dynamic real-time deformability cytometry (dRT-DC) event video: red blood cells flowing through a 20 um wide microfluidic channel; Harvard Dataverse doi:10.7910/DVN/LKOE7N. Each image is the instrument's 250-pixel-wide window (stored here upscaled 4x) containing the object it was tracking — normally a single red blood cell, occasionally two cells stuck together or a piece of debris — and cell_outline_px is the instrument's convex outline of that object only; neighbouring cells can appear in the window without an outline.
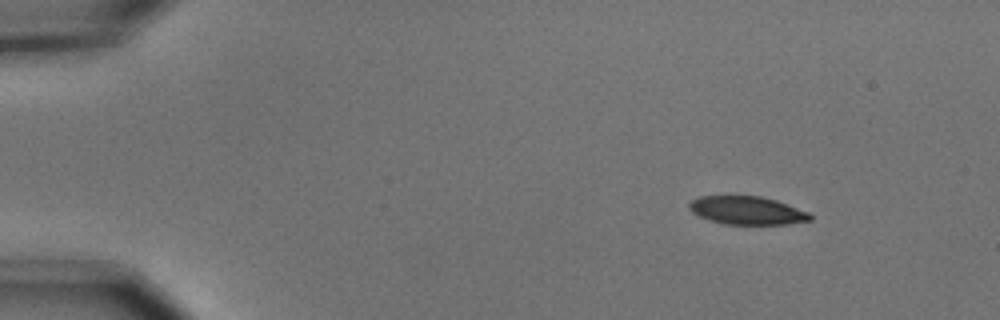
{"species": "common noctule bat (a hibernating species)", "species_latin": "Nyctalus noctula", "temperature_condition": "cold", "stored_images_in_passage": 5, "camera_frame_rate_fps": 3000, "um_per_image_px": 0.085, "animal": {"sex": "male", "body_mass_g": 15.6}, "frame": {"image": 1, "passage_image": 1, "time_ms": 0.0, "image_size_px": [1000, 320], "cell_outline_px": [[812, 220], [788, 224], [724, 224], [700, 216], [692, 212], [688, 208], [688, 204], [692, 200], [700, 196], [760, 196], [776, 200], [788, 204], [808, 212], [812, 216]], "centroid_in_image_um": [63.51, 17.88], "position_along_channel_um": 21.5, "area_um2": 19.77}}
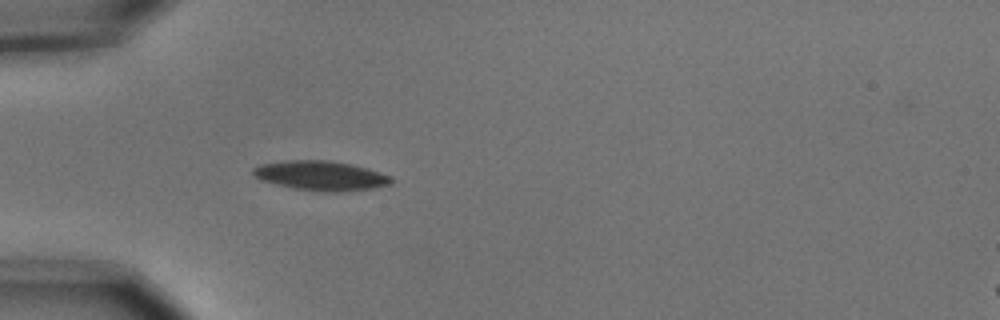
{"frame": {"image": 2, "passage_image": 4, "time_ms": 1.0, "image_size_px": [1000, 320], "cell_outline_px": [[392, 184], [372, 188], [336, 192], [324, 192], [296, 188], [276, 184], [260, 180], [252, 176], [252, 168], [260, 164], [284, 160], [328, 160], [352, 164], [368, 168], [392, 176]], "centroid_in_image_um": [27.25, 14.92], "position_along_channel_um": 57.7, "area_um2": 23.93}}